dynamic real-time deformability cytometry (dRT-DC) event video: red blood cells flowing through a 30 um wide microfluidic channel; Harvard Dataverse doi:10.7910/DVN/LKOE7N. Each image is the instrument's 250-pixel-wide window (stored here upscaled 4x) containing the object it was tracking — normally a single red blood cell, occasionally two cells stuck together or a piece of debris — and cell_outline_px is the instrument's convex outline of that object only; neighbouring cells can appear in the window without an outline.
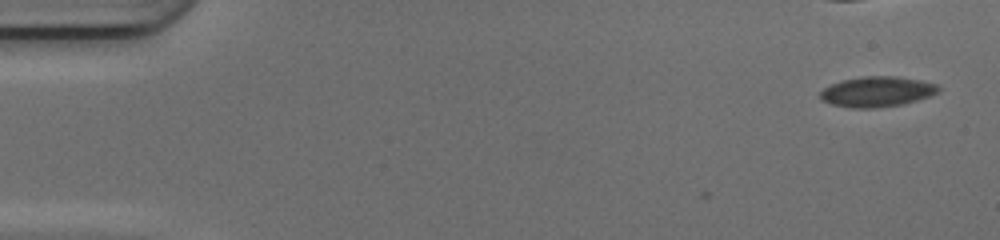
{"species": "common noctule bat (a hibernating species)", "species_latin": "Nyctalus noctula", "temperature_condition": "cold", "stored_images_in_passage": 3, "camera_frame_rate_fps": 3000, "um_per_image_px": 0.085, "animal": {"sex": "female", "body_mass_g": 17.0, "forearm_length_mm": 48.0}, "frame": {"image": 1, "passage_image": 1, "time_ms": 0.0, "image_size_px": [1000, 240], "cell_outline_px": [[940, 88], [936, 92], [928, 96], [904, 104], [872, 108], [852, 108], [832, 104], [820, 100], [820, 92], [824, 88], [832, 84], [844, 80], [864, 76], [896, 76], [920, 80], [936, 84]], "centroid_in_image_um": [74.52, 7.79], "position_along_channel_um": 10.5, "area_um2": 20.63}}